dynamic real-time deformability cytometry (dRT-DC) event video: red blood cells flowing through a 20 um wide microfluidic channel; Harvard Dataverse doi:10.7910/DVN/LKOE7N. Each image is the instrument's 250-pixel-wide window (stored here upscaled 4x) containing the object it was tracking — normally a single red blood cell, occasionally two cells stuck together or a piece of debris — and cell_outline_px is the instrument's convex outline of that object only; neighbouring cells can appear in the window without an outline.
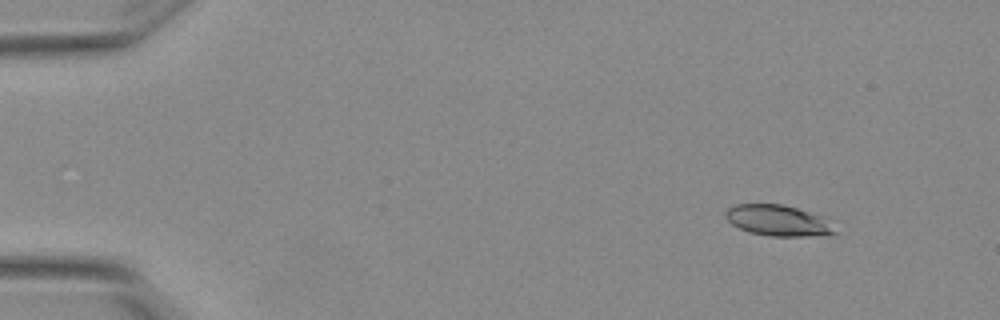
{"species": "Egyptian fruit bat (a non-hibernating species)", "species_latin": "Rousettus aegyptiacus", "temperature_condition": "warm", "stored_images_in_passage": 6, "camera_frame_rate_fps": 3000, "um_per_image_px": 0.085, "animal": {"sex": "female"}, "frame": {"image": 1, "passage_image": 2, "time_ms": 0.333, "image_size_px": [1000, 320], "cell_outline_px": [[840, 232], [808, 236], [768, 236], [748, 232], [732, 224], [724, 216], [724, 212], [728, 208], [736, 204], [780, 204], [796, 208], [820, 216]], "centroid_in_image_um": [66.07, 18.74], "position_along_channel_um": 18.9, "area_um2": 19.42}}